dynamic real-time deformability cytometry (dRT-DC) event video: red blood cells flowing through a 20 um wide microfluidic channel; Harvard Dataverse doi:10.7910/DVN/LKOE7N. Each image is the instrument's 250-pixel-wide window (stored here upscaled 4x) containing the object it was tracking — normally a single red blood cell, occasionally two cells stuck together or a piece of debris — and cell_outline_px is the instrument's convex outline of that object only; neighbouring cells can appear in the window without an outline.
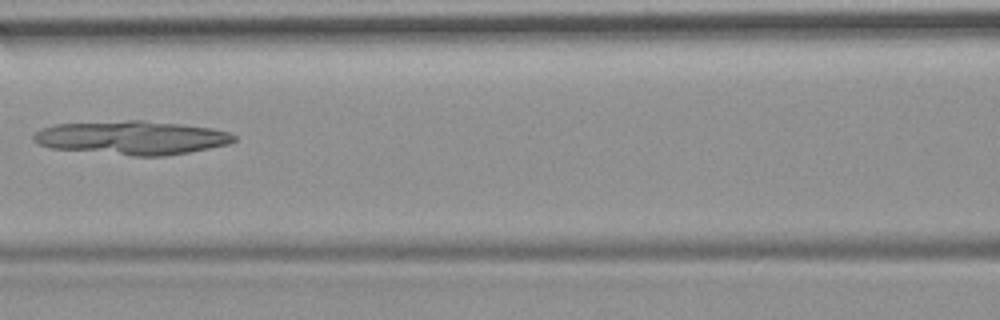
{"species": "common noctule bat (a hibernating species)", "species_latin": "Nyctalus noctula", "temperature_condition": "room temperature", "stored_images_in_passage": 7, "camera_frame_rate_fps": 3000, "um_per_image_px": 0.085, "animal": {"sex": "female", "body_mass_g": 19.9}, "frame": {"image": 1, "passage_image": 7, "time_ms": 7.667, "image_size_px": [1000, 320], "cell_outline_px": [[236, 140], [228, 144], [188, 152], [164, 156], [132, 156], [52, 148], [40, 144], [32, 136], [40, 128], [56, 124], [128, 120], [144, 120], [180, 124], [212, 128], [228, 132], [236, 136]], "centroid_in_image_um": [11.22, 11.7], "position_along_channel_um": 155.4, "area_um2": 39.19}}